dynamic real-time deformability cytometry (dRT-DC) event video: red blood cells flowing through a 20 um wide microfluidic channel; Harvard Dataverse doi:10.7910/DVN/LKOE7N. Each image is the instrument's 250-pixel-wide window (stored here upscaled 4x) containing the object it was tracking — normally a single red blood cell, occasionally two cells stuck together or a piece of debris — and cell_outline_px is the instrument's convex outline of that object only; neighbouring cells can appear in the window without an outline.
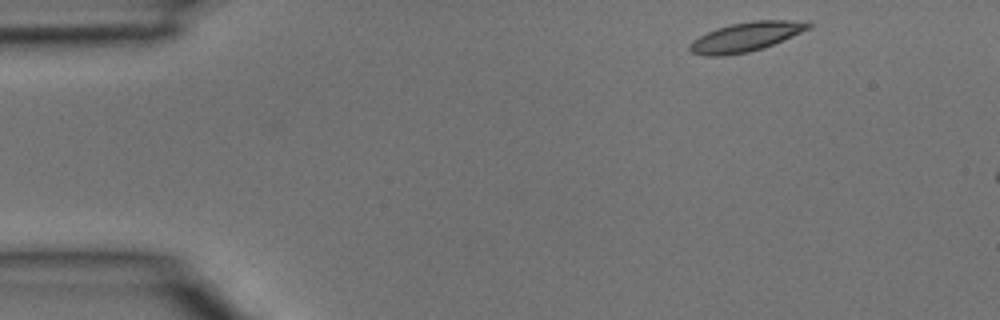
{"species": "common noctule bat (a hibernating species)", "species_latin": "Nyctalus noctula", "temperature_condition": "room temperature", "stored_images_in_passage": 3, "camera_frame_rate_fps": 3000, "um_per_image_px": 0.085, "animal": {"sex": "male", "body_mass_g": 15.6}, "frame": {"image": 1, "passage_image": 1, "time_ms": 0.0, "image_size_px": [1000, 320], "cell_outline_px": [[812, 28], [764, 48], [748, 52], [724, 56], [708, 56], [692, 52], [688, 48], [688, 44], [692, 40], [716, 28], [732, 24], [752, 20], [812, 20]], "centroid_in_image_um": [63.47, 3.12], "position_along_channel_um": 21.5, "area_um2": 20.52}}